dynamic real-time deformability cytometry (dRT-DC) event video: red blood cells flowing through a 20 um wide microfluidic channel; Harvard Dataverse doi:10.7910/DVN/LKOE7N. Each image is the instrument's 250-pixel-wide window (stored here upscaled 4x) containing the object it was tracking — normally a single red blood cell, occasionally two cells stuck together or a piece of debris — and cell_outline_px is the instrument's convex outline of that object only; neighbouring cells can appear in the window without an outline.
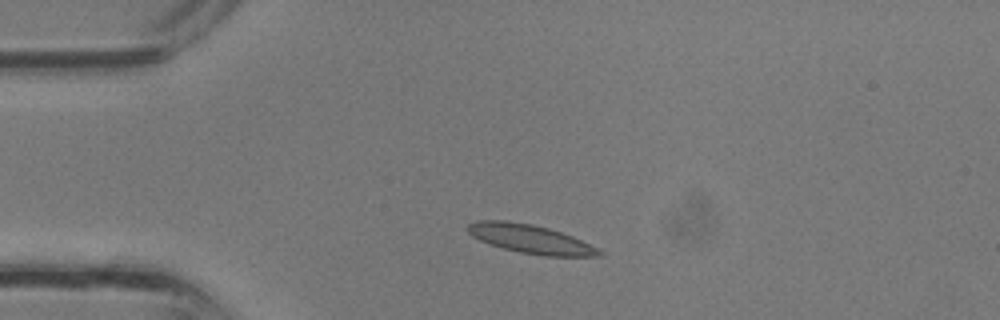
{"species": "common noctule bat (a hibernating species)", "species_latin": "Nyctalus noctula", "temperature_condition": "room temperature", "stored_images_in_passage": 27, "camera_frame_rate_fps": 3000, "um_per_image_px": 0.085, "animal": {"sex": "male", "body_mass_g": 13.3}, "frame": {"image": 1, "passage_image": 1, "time_ms": 0.0, "image_size_px": [1000, 320], "cell_outline_px": [[604, 252], [600, 256], [544, 256], [520, 252], [488, 244], [472, 236], [468, 232], [468, 224], [476, 220], [508, 220], [532, 224], [548, 228], [572, 236], [600, 248]], "centroid_in_image_um": [45.1, 20.31], "position_along_channel_um": 39.9, "area_um2": 22.08}}
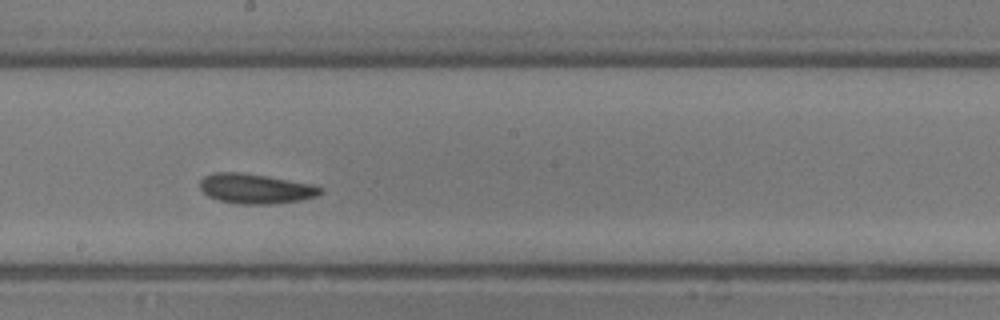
{"frame": {"image": 2, "passage_image": 12, "time_ms": 3.667, "image_size_px": [1000, 320], "cell_outline_px": [[324, 192], [320, 196], [300, 200], [268, 204], [236, 204], [220, 200], [208, 196], [200, 188], [200, 180], [204, 176], [212, 172], [240, 172], [312, 184], [324, 188]], "centroid_in_image_um": [21.74, 16.04], "position_along_channel_um": 226.5, "area_um2": 20.98}}
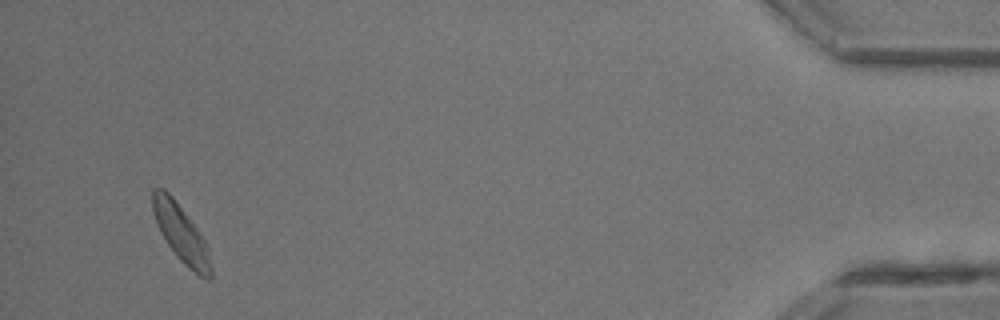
{"frame": {"image": 3, "passage_image": 26, "time_ms": 8.333, "image_size_px": [1000, 320], "cell_outline_px": [[212, 276], [208, 280], [200, 276], [188, 268], [180, 260], [168, 244], [160, 232], [152, 212], [152, 188], [164, 188], [172, 196], [196, 228], [204, 240], [208, 248], [212, 268]], "centroid_in_image_um": [15.38, 19.85], "position_along_channel_um": 419.8, "area_um2": 19.19}}